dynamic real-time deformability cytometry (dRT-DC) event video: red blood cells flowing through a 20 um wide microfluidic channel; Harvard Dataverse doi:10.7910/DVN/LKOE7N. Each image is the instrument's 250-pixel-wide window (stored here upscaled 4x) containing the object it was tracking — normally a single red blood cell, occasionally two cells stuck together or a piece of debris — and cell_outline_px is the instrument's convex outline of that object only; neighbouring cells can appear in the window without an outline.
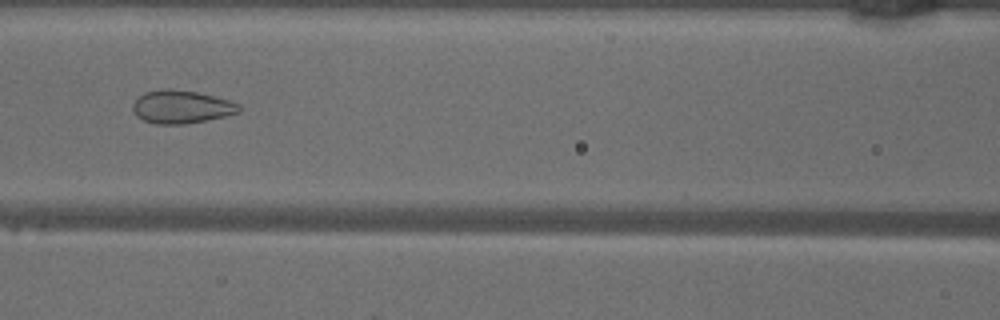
{"species": "common noctule bat (a hibernating species)", "species_latin": "Nyctalus noctula", "temperature_condition": "warm", "stored_images_in_passage": 48, "camera_frame_rate_fps": 3000, "um_per_image_px": 0.085, "animal": {"sex": "male", "body_mass_g": 18.8}, "frame": {"image": 1, "passage_image": 20, "time_ms": 6.333, "image_size_px": [1000, 320], "cell_outline_px": [[240, 112], [224, 116], [184, 124], [156, 124], [144, 120], [136, 116], [132, 108], [132, 104], [136, 96], [144, 92], [172, 88], [196, 92], [228, 100], [240, 104]], "centroid_in_image_um": [15.37, 9.07], "position_along_channel_um": 151.2, "area_um2": 20.4}}
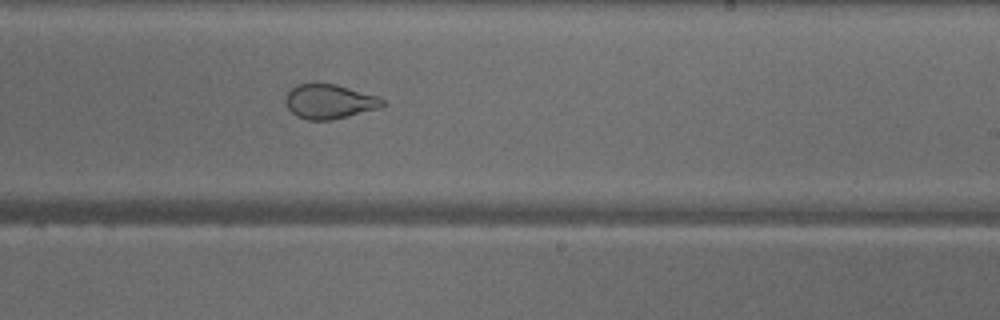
{"frame": {"image": 2, "passage_image": 28, "time_ms": 9.0, "image_size_px": [1000, 320], "cell_outline_px": [[388, 104], [380, 108], [332, 120], [308, 120], [296, 116], [288, 108], [284, 100], [288, 92], [296, 84], [336, 84], [376, 96], [384, 100]], "centroid_in_image_um": [28.0, 8.64], "position_along_channel_um": 261.0, "area_um2": 19.42}}
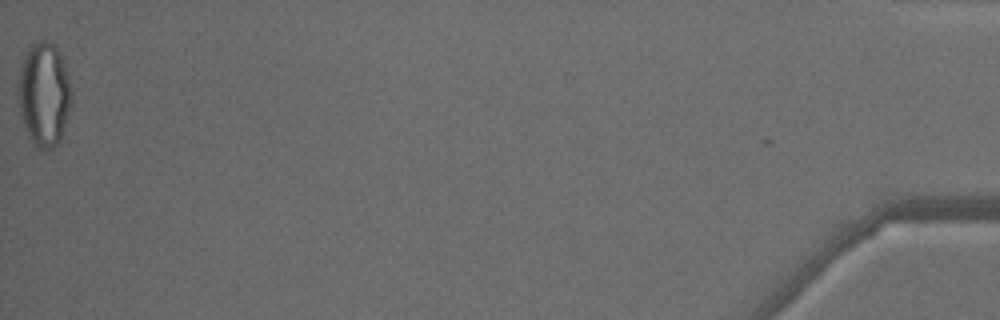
{"frame": {"image": 3, "passage_image": 48, "time_ms": 15.667, "image_size_px": [1000, 320], "cell_outline_px": [[68, 112], [60, 140], [52, 148], [36, 148], [28, 136], [24, 128], [20, 112], [20, 64], [24, 56], [32, 44], [44, 36], [56, 44], [68, 80]], "centroid_in_image_um": [3.7, 7.98], "position_along_channel_um": 431.5, "area_um2": 31.27}, "authors_computed_cell_mechanics": {"area_um2": 25.9233, "velocity_mm_per_s": 4.1273, "shape_relaxation_time_tau1_ms": null, "shape_relaxation_time_tau2_ms": 0.7283, "deformation_change_tau1": null, "deformation_change_tau2": 0.0562}}